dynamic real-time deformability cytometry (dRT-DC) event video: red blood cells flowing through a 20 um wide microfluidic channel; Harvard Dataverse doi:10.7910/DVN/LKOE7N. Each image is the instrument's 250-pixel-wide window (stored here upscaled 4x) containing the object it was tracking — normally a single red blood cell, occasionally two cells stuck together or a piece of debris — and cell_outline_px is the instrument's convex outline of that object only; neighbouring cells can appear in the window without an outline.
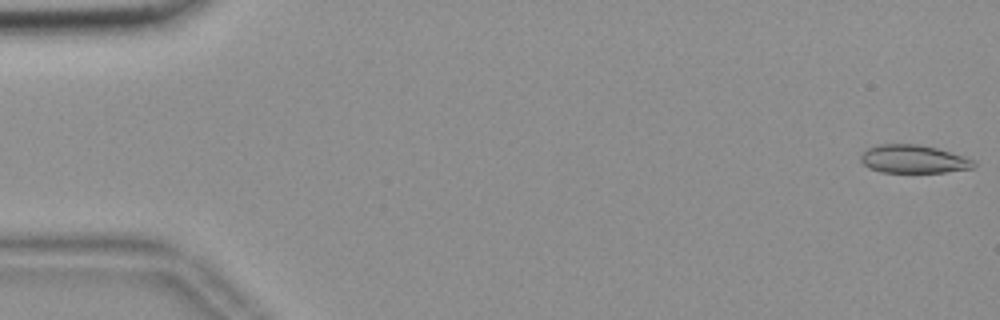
{"species": "common noctule bat (a hibernating species)", "species_latin": "Nyctalus noctula", "temperature_condition": "room temperature", "stored_images_in_passage": 55, "camera_frame_rate_fps": 3000, "um_per_image_px": 0.085, "animal": {"sex": "female", "body_mass_g": 18.4}, "frame": {"image": 1, "passage_image": 1, "time_ms": 0.0, "image_size_px": [1000, 320], "cell_outline_px": [[976, 164], [972, 168], [944, 172], [880, 172], [868, 168], [860, 160], [860, 152], [868, 148], [880, 144], [920, 144], [936, 148], [964, 156], [972, 160]], "centroid_in_image_um": [77.59, 13.52], "position_along_channel_um": 7.4, "area_um2": 18.55}}
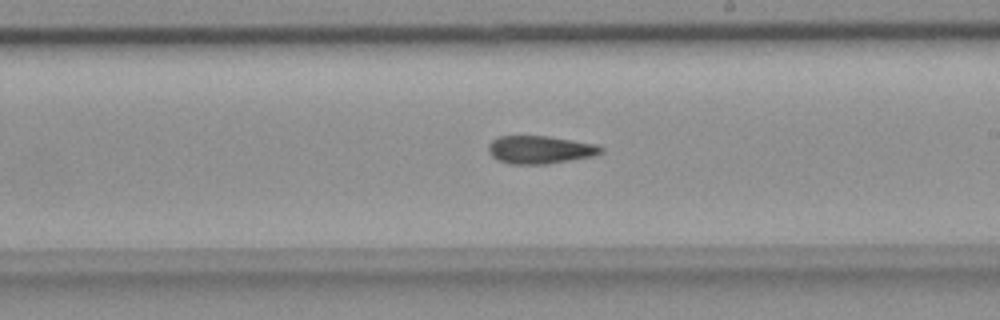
{"frame": {"image": 2, "passage_image": 32, "time_ms": 10.333, "image_size_px": [1000, 320], "cell_outline_px": [[604, 152], [592, 156], [548, 164], [508, 164], [496, 160], [488, 152], [488, 144], [496, 136], [548, 136], [596, 144], [604, 148]], "centroid_in_image_um": [45.87, 12.73], "position_along_channel_um": 243.1, "area_um2": 18.5}}
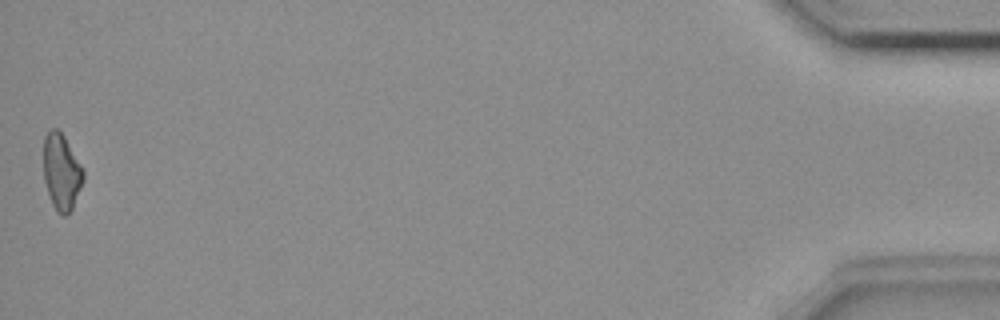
{"frame": {"image": 3, "passage_image": 55, "time_ms": 18.0, "image_size_px": [1000, 320], "cell_outline_px": [[84, 180], [72, 208], [64, 216], [56, 212], [52, 204], [44, 180], [44, 136], [52, 128], [56, 128], [64, 136], [84, 172]], "centroid_in_image_um": [5.22, 14.62], "position_along_channel_um": 430.0, "area_um2": 17.34}, "authors_computed_cell_mechanics": {"area_um2": 18.5538, "velocity_mm_per_s": 3.6961, "shape_relaxation_time_tau1_ms": null, "shape_relaxation_time_tau2_ms": 5.3594, "deformation_change_tau1": null, "deformation_change_tau2": 0.123}}